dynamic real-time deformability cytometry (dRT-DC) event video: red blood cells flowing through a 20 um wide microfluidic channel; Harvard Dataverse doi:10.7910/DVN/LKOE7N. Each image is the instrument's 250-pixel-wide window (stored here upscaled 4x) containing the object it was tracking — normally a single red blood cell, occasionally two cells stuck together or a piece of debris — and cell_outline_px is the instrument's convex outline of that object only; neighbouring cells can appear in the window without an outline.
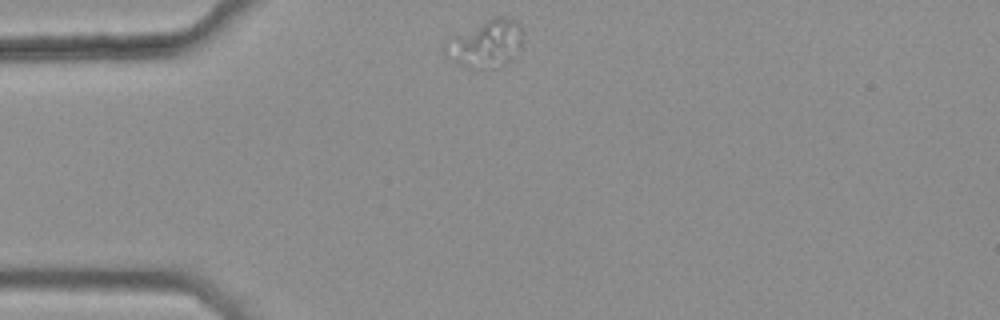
{"species": "common noctule bat (a hibernating species)", "species_latin": "Nyctalus noctula", "temperature_condition": "warm", "stored_images_in_passage": 3, "camera_frame_rate_fps": 3000, "um_per_image_px": 0.085, "animal": {"sex": "female", "body_mass_g": 25.1}, "frame": {"image": 1, "passage_image": 1, "time_ms": 0.0, "image_size_px": [1000, 320], "cell_outline_px": [[524, 40], [520, 48], [512, 60], [504, 64], [492, 68], [476, 72], [456, 64], [448, 60], [444, 56], [444, 40], [452, 36], [496, 16], [500, 16], [516, 20], [520, 24], [524, 32]], "centroid_in_image_um": [41.27, 3.77], "position_along_channel_um": 43.7, "area_um2": 22.43}}